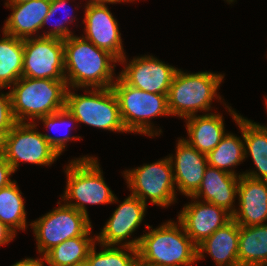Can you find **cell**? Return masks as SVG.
Here are the masks:
<instances>
[{
	"mask_svg": "<svg viewBox=\"0 0 267 266\" xmlns=\"http://www.w3.org/2000/svg\"><path fill=\"white\" fill-rule=\"evenodd\" d=\"M65 80L68 88H111L119 61L83 36L63 40ZM115 63V64H114ZM115 78V79H114Z\"/></svg>",
	"mask_w": 267,
	"mask_h": 266,
	"instance_id": "obj_1",
	"label": "cell"
},
{
	"mask_svg": "<svg viewBox=\"0 0 267 266\" xmlns=\"http://www.w3.org/2000/svg\"><path fill=\"white\" fill-rule=\"evenodd\" d=\"M141 235L137 247L138 259L155 266H192L197 261V246L178 221L163 222Z\"/></svg>",
	"mask_w": 267,
	"mask_h": 266,
	"instance_id": "obj_2",
	"label": "cell"
},
{
	"mask_svg": "<svg viewBox=\"0 0 267 266\" xmlns=\"http://www.w3.org/2000/svg\"><path fill=\"white\" fill-rule=\"evenodd\" d=\"M9 89L12 113L19 123H36L43 116L66 108V80L21 77ZM32 120V121H31Z\"/></svg>",
	"mask_w": 267,
	"mask_h": 266,
	"instance_id": "obj_3",
	"label": "cell"
},
{
	"mask_svg": "<svg viewBox=\"0 0 267 266\" xmlns=\"http://www.w3.org/2000/svg\"><path fill=\"white\" fill-rule=\"evenodd\" d=\"M97 159L92 156L76 158L71 160L64 169L67 175V185L61 200L88 217L86 204L119 202L106 184Z\"/></svg>",
	"mask_w": 267,
	"mask_h": 266,
	"instance_id": "obj_4",
	"label": "cell"
},
{
	"mask_svg": "<svg viewBox=\"0 0 267 266\" xmlns=\"http://www.w3.org/2000/svg\"><path fill=\"white\" fill-rule=\"evenodd\" d=\"M223 78L224 74L220 73H187L178 69L167 95L170 116L185 119L198 111H210L213 99H222L217 90Z\"/></svg>",
	"mask_w": 267,
	"mask_h": 266,
	"instance_id": "obj_5",
	"label": "cell"
},
{
	"mask_svg": "<svg viewBox=\"0 0 267 266\" xmlns=\"http://www.w3.org/2000/svg\"><path fill=\"white\" fill-rule=\"evenodd\" d=\"M111 88L118 99L121 120L128 133L145 134L151 137L162 133L161 129L154 128L150 119L170 115L167 95L149 93L132 87L119 75Z\"/></svg>",
	"mask_w": 267,
	"mask_h": 266,
	"instance_id": "obj_6",
	"label": "cell"
},
{
	"mask_svg": "<svg viewBox=\"0 0 267 266\" xmlns=\"http://www.w3.org/2000/svg\"><path fill=\"white\" fill-rule=\"evenodd\" d=\"M85 89V95L72 92V88H68L66 93V109L77 123L102 130L128 133L122 123L119 102L113 89Z\"/></svg>",
	"mask_w": 267,
	"mask_h": 266,
	"instance_id": "obj_7",
	"label": "cell"
},
{
	"mask_svg": "<svg viewBox=\"0 0 267 266\" xmlns=\"http://www.w3.org/2000/svg\"><path fill=\"white\" fill-rule=\"evenodd\" d=\"M58 202V207L29 225L35 234L38 253L43 256L56 245L74 237L90 236V218L75 208Z\"/></svg>",
	"mask_w": 267,
	"mask_h": 266,
	"instance_id": "obj_8",
	"label": "cell"
},
{
	"mask_svg": "<svg viewBox=\"0 0 267 266\" xmlns=\"http://www.w3.org/2000/svg\"><path fill=\"white\" fill-rule=\"evenodd\" d=\"M123 173L127 187L131 189L130 195L139 198L146 205V199L160 207H168L176 202V186L169 157Z\"/></svg>",
	"mask_w": 267,
	"mask_h": 266,
	"instance_id": "obj_9",
	"label": "cell"
},
{
	"mask_svg": "<svg viewBox=\"0 0 267 266\" xmlns=\"http://www.w3.org/2000/svg\"><path fill=\"white\" fill-rule=\"evenodd\" d=\"M36 127L37 123L17 122L7 134L3 157L11 165L14 173L18 170L20 161L51 166L60 156Z\"/></svg>",
	"mask_w": 267,
	"mask_h": 266,
	"instance_id": "obj_10",
	"label": "cell"
},
{
	"mask_svg": "<svg viewBox=\"0 0 267 266\" xmlns=\"http://www.w3.org/2000/svg\"><path fill=\"white\" fill-rule=\"evenodd\" d=\"M22 77L65 80L64 43L62 39L35 37L23 39Z\"/></svg>",
	"mask_w": 267,
	"mask_h": 266,
	"instance_id": "obj_11",
	"label": "cell"
},
{
	"mask_svg": "<svg viewBox=\"0 0 267 266\" xmlns=\"http://www.w3.org/2000/svg\"><path fill=\"white\" fill-rule=\"evenodd\" d=\"M119 63L126 65L118 75L128 85L162 95H168L169 87L178 70L175 66L166 64L153 55L138 56L132 61L129 60V63L125 55Z\"/></svg>",
	"mask_w": 267,
	"mask_h": 266,
	"instance_id": "obj_12",
	"label": "cell"
},
{
	"mask_svg": "<svg viewBox=\"0 0 267 266\" xmlns=\"http://www.w3.org/2000/svg\"><path fill=\"white\" fill-rule=\"evenodd\" d=\"M147 205L139 198L129 195L114 210L103 229L96 235V242L105 246H128L137 248L141 237L126 240L136 231L145 217ZM125 241L124 243H122Z\"/></svg>",
	"mask_w": 267,
	"mask_h": 266,
	"instance_id": "obj_13",
	"label": "cell"
},
{
	"mask_svg": "<svg viewBox=\"0 0 267 266\" xmlns=\"http://www.w3.org/2000/svg\"><path fill=\"white\" fill-rule=\"evenodd\" d=\"M85 35L96 47L112 54L118 61L125 56L118 21L106 4H85Z\"/></svg>",
	"mask_w": 267,
	"mask_h": 266,
	"instance_id": "obj_14",
	"label": "cell"
},
{
	"mask_svg": "<svg viewBox=\"0 0 267 266\" xmlns=\"http://www.w3.org/2000/svg\"><path fill=\"white\" fill-rule=\"evenodd\" d=\"M177 217L196 246L232 219L225 209L201 199L185 204Z\"/></svg>",
	"mask_w": 267,
	"mask_h": 266,
	"instance_id": "obj_15",
	"label": "cell"
},
{
	"mask_svg": "<svg viewBox=\"0 0 267 266\" xmlns=\"http://www.w3.org/2000/svg\"><path fill=\"white\" fill-rule=\"evenodd\" d=\"M176 155H169L172 164L176 190L186 197L192 196L199 188L208 166L207 155L197 151L184 138L177 140Z\"/></svg>",
	"mask_w": 267,
	"mask_h": 266,
	"instance_id": "obj_16",
	"label": "cell"
},
{
	"mask_svg": "<svg viewBox=\"0 0 267 266\" xmlns=\"http://www.w3.org/2000/svg\"><path fill=\"white\" fill-rule=\"evenodd\" d=\"M237 196L239 210H235L232 218L239 226L266 224L267 181L241 175Z\"/></svg>",
	"mask_w": 267,
	"mask_h": 266,
	"instance_id": "obj_17",
	"label": "cell"
},
{
	"mask_svg": "<svg viewBox=\"0 0 267 266\" xmlns=\"http://www.w3.org/2000/svg\"><path fill=\"white\" fill-rule=\"evenodd\" d=\"M240 176L208 165L198 190L189 198L194 201L201 197L203 202L215 204L233 215Z\"/></svg>",
	"mask_w": 267,
	"mask_h": 266,
	"instance_id": "obj_18",
	"label": "cell"
},
{
	"mask_svg": "<svg viewBox=\"0 0 267 266\" xmlns=\"http://www.w3.org/2000/svg\"><path fill=\"white\" fill-rule=\"evenodd\" d=\"M224 105L241 131L244 139L245 158L250 155L257 169L243 172L241 175L267 181V126L248 120L239 115L231 106Z\"/></svg>",
	"mask_w": 267,
	"mask_h": 266,
	"instance_id": "obj_19",
	"label": "cell"
},
{
	"mask_svg": "<svg viewBox=\"0 0 267 266\" xmlns=\"http://www.w3.org/2000/svg\"><path fill=\"white\" fill-rule=\"evenodd\" d=\"M240 226L232 218L197 246V261L209 254L217 266H240L238 260Z\"/></svg>",
	"mask_w": 267,
	"mask_h": 266,
	"instance_id": "obj_20",
	"label": "cell"
},
{
	"mask_svg": "<svg viewBox=\"0 0 267 266\" xmlns=\"http://www.w3.org/2000/svg\"><path fill=\"white\" fill-rule=\"evenodd\" d=\"M50 4L51 0H30L20 4L5 5L12 10V13L6 19L2 32L20 39L34 37L42 28Z\"/></svg>",
	"mask_w": 267,
	"mask_h": 266,
	"instance_id": "obj_21",
	"label": "cell"
},
{
	"mask_svg": "<svg viewBox=\"0 0 267 266\" xmlns=\"http://www.w3.org/2000/svg\"><path fill=\"white\" fill-rule=\"evenodd\" d=\"M185 120L188 137L184 140L206 155L220 143L226 134L223 115L218 112L198 116L196 114Z\"/></svg>",
	"mask_w": 267,
	"mask_h": 266,
	"instance_id": "obj_22",
	"label": "cell"
},
{
	"mask_svg": "<svg viewBox=\"0 0 267 266\" xmlns=\"http://www.w3.org/2000/svg\"><path fill=\"white\" fill-rule=\"evenodd\" d=\"M238 260L240 266H267V223L240 226Z\"/></svg>",
	"mask_w": 267,
	"mask_h": 266,
	"instance_id": "obj_23",
	"label": "cell"
},
{
	"mask_svg": "<svg viewBox=\"0 0 267 266\" xmlns=\"http://www.w3.org/2000/svg\"><path fill=\"white\" fill-rule=\"evenodd\" d=\"M96 243V237L80 236L70 238L54 246L43 256L49 266H85L88 253Z\"/></svg>",
	"mask_w": 267,
	"mask_h": 266,
	"instance_id": "obj_24",
	"label": "cell"
},
{
	"mask_svg": "<svg viewBox=\"0 0 267 266\" xmlns=\"http://www.w3.org/2000/svg\"><path fill=\"white\" fill-rule=\"evenodd\" d=\"M0 39V87L10 88L22 77L24 62L23 39L3 32Z\"/></svg>",
	"mask_w": 267,
	"mask_h": 266,
	"instance_id": "obj_25",
	"label": "cell"
},
{
	"mask_svg": "<svg viewBox=\"0 0 267 266\" xmlns=\"http://www.w3.org/2000/svg\"><path fill=\"white\" fill-rule=\"evenodd\" d=\"M26 215L22 193L14 180L0 189V222L17 234L16 230L28 227Z\"/></svg>",
	"mask_w": 267,
	"mask_h": 266,
	"instance_id": "obj_26",
	"label": "cell"
},
{
	"mask_svg": "<svg viewBox=\"0 0 267 266\" xmlns=\"http://www.w3.org/2000/svg\"><path fill=\"white\" fill-rule=\"evenodd\" d=\"M243 160H245L244 139L241 140L232 133H226L220 143L207 154L209 166L233 175H238L233 169Z\"/></svg>",
	"mask_w": 267,
	"mask_h": 266,
	"instance_id": "obj_27",
	"label": "cell"
},
{
	"mask_svg": "<svg viewBox=\"0 0 267 266\" xmlns=\"http://www.w3.org/2000/svg\"><path fill=\"white\" fill-rule=\"evenodd\" d=\"M95 245L88 253L85 266H134L138 258L137 248L100 245L103 250L96 252Z\"/></svg>",
	"mask_w": 267,
	"mask_h": 266,
	"instance_id": "obj_28",
	"label": "cell"
},
{
	"mask_svg": "<svg viewBox=\"0 0 267 266\" xmlns=\"http://www.w3.org/2000/svg\"><path fill=\"white\" fill-rule=\"evenodd\" d=\"M46 126L45 128H52V130H57V127L60 125H67V133L61 136H52L48 134H43V136L48 140L50 145L57 151L59 155H62V152L65 150L66 144L69 141L80 140L81 136H72L70 132L72 130L73 124H78L74 116L66 109H62L53 114L43 116L39 119ZM75 122V123H73ZM72 123V124H71ZM72 125V126H71ZM71 129V130H70Z\"/></svg>",
	"mask_w": 267,
	"mask_h": 266,
	"instance_id": "obj_29",
	"label": "cell"
},
{
	"mask_svg": "<svg viewBox=\"0 0 267 266\" xmlns=\"http://www.w3.org/2000/svg\"><path fill=\"white\" fill-rule=\"evenodd\" d=\"M68 2H69V0H51L49 12L42 22V28L45 25H47L48 22H51V20L54 18V15H56L60 9H64L67 16L70 17V19L64 18V20L62 19L61 21L56 22L54 24L55 26H53V28L50 31L44 32L41 36L53 37V38L65 40V39L71 37L72 35H74V33L71 32L69 30L68 26L66 25L67 23L71 24L73 21H76V19H75L76 17L75 16L73 17V15L71 16V14L68 12V9H70V7H68V8L66 7Z\"/></svg>",
	"mask_w": 267,
	"mask_h": 266,
	"instance_id": "obj_30",
	"label": "cell"
},
{
	"mask_svg": "<svg viewBox=\"0 0 267 266\" xmlns=\"http://www.w3.org/2000/svg\"><path fill=\"white\" fill-rule=\"evenodd\" d=\"M3 89L0 87V90ZM16 120L12 113L11 97L7 92L0 94V129H5L9 132L16 124Z\"/></svg>",
	"mask_w": 267,
	"mask_h": 266,
	"instance_id": "obj_31",
	"label": "cell"
},
{
	"mask_svg": "<svg viewBox=\"0 0 267 266\" xmlns=\"http://www.w3.org/2000/svg\"><path fill=\"white\" fill-rule=\"evenodd\" d=\"M13 173L14 171L8 161L3 156L0 157V189L13 182L11 180Z\"/></svg>",
	"mask_w": 267,
	"mask_h": 266,
	"instance_id": "obj_32",
	"label": "cell"
},
{
	"mask_svg": "<svg viewBox=\"0 0 267 266\" xmlns=\"http://www.w3.org/2000/svg\"><path fill=\"white\" fill-rule=\"evenodd\" d=\"M16 234L6 225L0 222V246L11 242Z\"/></svg>",
	"mask_w": 267,
	"mask_h": 266,
	"instance_id": "obj_33",
	"label": "cell"
},
{
	"mask_svg": "<svg viewBox=\"0 0 267 266\" xmlns=\"http://www.w3.org/2000/svg\"><path fill=\"white\" fill-rule=\"evenodd\" d=\"M11 266H44V262H43L42 257L36 258V259L26 258V259L16 262L15 264Z\"/></svg>",
	"mask_w": 267,
	"mask_h": 266,
	"instance_id": "obj_34",
	"label": "cell"
},
{
	"mask_svg": "<svg viewBox=\"0 0 267 266\" xmlns=\"http://www.w3.org/2000/svg\"><path fill=\"white\" fill-rule=\"evenodd\" d=\"M8 132L5 129H0V157L4 156L6 150V139Z\"/></svg>",
	"mask_w": 267,
	"mask_h": 266,
	"instance_id": "obj_35",
	"label": "cell"
},
{
	"mask_svg": "<svg viewBox=\"0 0 267 266\" xmlns=\"http://www.w3.org/2000/svg\"><path fill=\"white\" fill-rule=\"evenodd\" d=\"M87 4H117L122 3L120 0H89Z\"/></svg>",
	"mask_w": 267,
	"mask_h": 266,
	"instance_id": "obj_36",
	"label": "cell"
},
{
	"mask_svg": "<svg viewBox=\"0 0 267 266\" xmlns=\"http://www.w3.org/2000/svg\"><path fill=\"white\" fill-rule=\"evenodd\" d=\"M30 0H7L5 2V5H15V4H20V3H24V2H28Z\"/></svg>",
	"mask_w": 267,
	"mask_h": 266,
	"instance_id": "obj_37",
	"label": "cell"
},
{
	"mask_svg": "<svg viewBox=\"0 0 267 266\" xmlns=\"http://www.w3.org/2000/svg\"><path fill=\"white\" fill-rule=\"evenodd\" d=\"M134 266H155V265L145 263L144 261H141L140 259L137 258Z\"/></svg>",
	"mask_w": 267,
	"mask_h": 266,
	"instance_id": "obj_38",
	"label": "cell"
},
{
	"mask_svg": "<svg viewBox=\"0 0 267 266\" xmlns=\"http://www.w3.org/2000/svg\"><path fill=\"white\" fill-rule=\"evenodd\" d=\"M120 1H122V2H126L127 1V3H128V2L135 1V0H120Z\"/></svg>",
	"mask_w": 267,
	"mask_h": 266,
	"instance_id": "obj_39",
	"label": "cell"
}]
</instances>
